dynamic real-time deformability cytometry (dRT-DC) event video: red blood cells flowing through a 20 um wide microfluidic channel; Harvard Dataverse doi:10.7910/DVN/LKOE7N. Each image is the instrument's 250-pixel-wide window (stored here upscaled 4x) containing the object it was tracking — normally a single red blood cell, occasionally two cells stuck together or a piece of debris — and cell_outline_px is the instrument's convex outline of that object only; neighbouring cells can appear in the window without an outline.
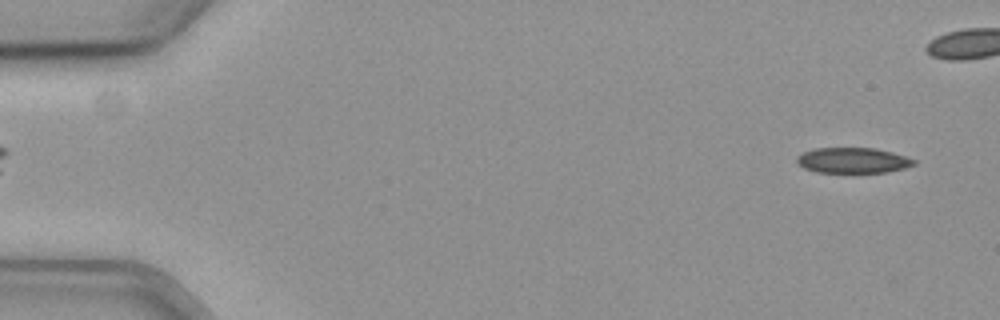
{"species": "common noctule bat (a hibernating species)", "species_latin": "Nyctalus noctula", "temperature_condition": "cold", "stored_images_in_passage": 49, "camera_frame_rate_fps": 3000, "um_per_image_px": 0.085, "animal": {"sex": "female", "body_mass_g": 19.3, "forearm_length_mm": 54.1}, "frame": {"image": 1, "passage_image": 3, "time_ms": 0.667, "image_size_px": [1000, 320], "cell_outline_px": [[916, 164], [904, 168], [888, 172], [816, 172], [804, 168], [796, 160], [796, 156], [804, 152], [816, 148], [876, 148], [892, 152], [916, 160]], "centroid_in_image_um": [72.5, 13.63], "position_along_channel_um": 12.5, "area_um2": 17.28}}
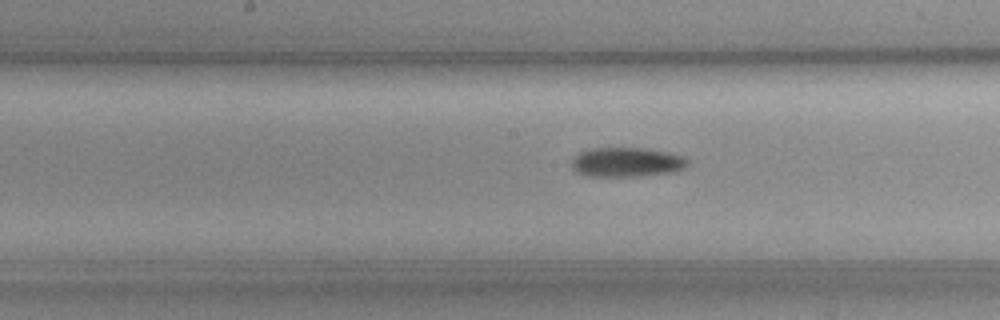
{"frame": {"image": 2, "passage_image": 29, "time_ms": 9.333, "image_size_px": [1000, 320], "cell_outline_px": [[688, 164], [684, 168], [676, 172], [644, 176], [588, 176], [576, 172], [572, 168], [572, 160], [580, 152], [592, 148], [648, 148], [668, 152], [680, 156], [688, 160]], "centroid_in_image_um": [53.29, 13.79], "position_along_channel_um": 194.9, "area_um2": 20.0}}
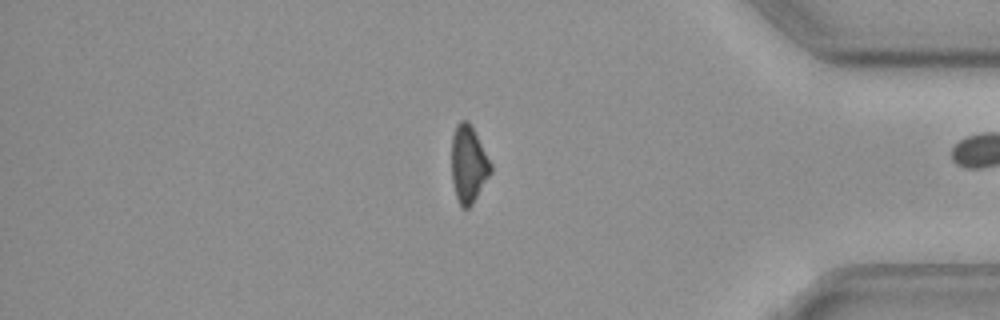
{"frame": {"image": 3, "passage_image": 48, "time_ms": 15.667, "image_size_px": [1000, 320], "cell_outline_px": [[492, 172], [472, 204], [468, 208], [460, 208], [456, 196], [452, 180], [452, 136], [456, 124], [460, 120], [468, 120], [492, 164]], "centroid_in_image_um": [39.82, 13.96], "position_along_channel_um": 395.4, "area_um2": 17.57}}